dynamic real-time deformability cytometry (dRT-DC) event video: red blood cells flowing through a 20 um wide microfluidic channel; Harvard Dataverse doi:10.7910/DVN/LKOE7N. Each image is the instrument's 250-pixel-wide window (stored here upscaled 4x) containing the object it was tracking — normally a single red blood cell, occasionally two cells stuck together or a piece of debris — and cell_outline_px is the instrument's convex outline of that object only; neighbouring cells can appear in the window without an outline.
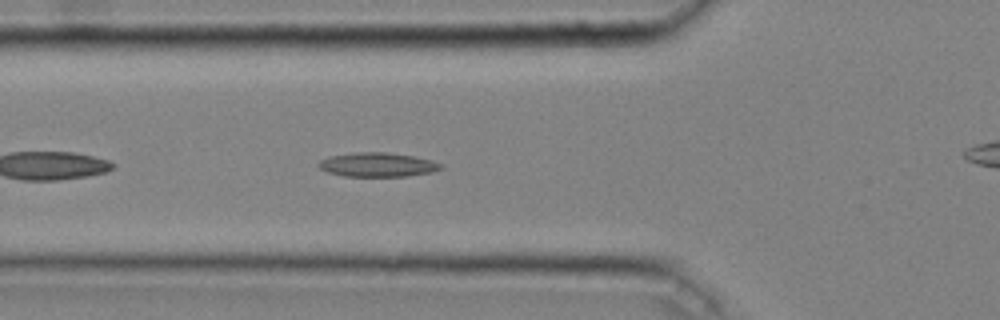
{"species": "common noctule bat (a hibernating species)", "species_latin": "Nyctalus noctula", "temperature_condition": "cold", "stored_images_in_passage": 31, "camera_frame_rate_fps": 3000, "um_per_image_px": 0.085, "animal": {"sex": "male", "body_mass_g": 20.4}, "frame": {"image": 1, "passage_image": 5, "time_ms": 1.333, "image_size_px": [1000, 320], "cell_outline_px": [[444, 168], [432, 172], [404, 176], [344, 176], [328, 172], [320, 168], [316, 164], [320, 160], [328, 156], [356, 152], [384, 152], [412, 156], [432, 160], [444, 164]], "centroid_in_image_um": [32.09, 13.99], "position_along_channel_um": 93.7, "area_um2": 17.22}}
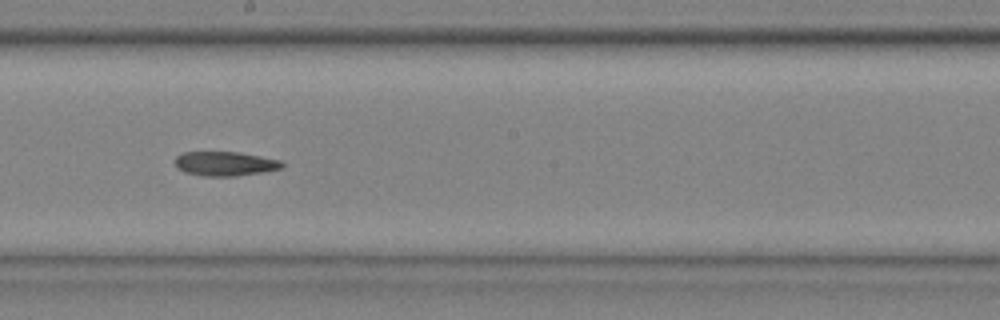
{"frame": {"image": 2, "passage_image": 15, "time_ms": 4.667, "image_size_px": [1000, 320], "cell_outline_px": [[284, 168], [236, 176], [204, 176], [184, 172], [176, 168], [172, 160], [176, 156], [184, 152], [240, 152], [280, 160], [284, 164]], "centroid_in_image_um": [19.08, 13.91], "position_along_channel_um": 229.1, "area_um2": 15.32}}
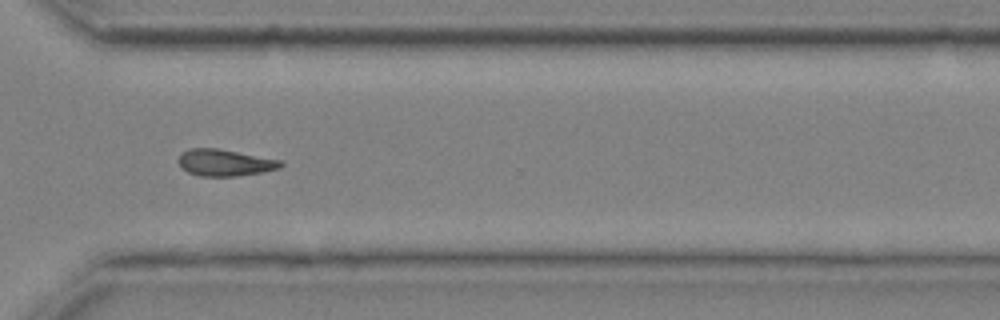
{"frame": {"image": 3, "passage_image": 24, "time_ms": 7.667, "image_size_px": [1000, 320], "cell_outline_px": [[284, 164], [280, 168], [264, 172], [236, 176], [200, 176], [188, 172], [176, 160], [188, 148], [220, 148], [280, 160]], "centroid_in_image_um": [19.13, 13.82], "position_along_channel_um": 351.5, "area_um2": 15.9}}